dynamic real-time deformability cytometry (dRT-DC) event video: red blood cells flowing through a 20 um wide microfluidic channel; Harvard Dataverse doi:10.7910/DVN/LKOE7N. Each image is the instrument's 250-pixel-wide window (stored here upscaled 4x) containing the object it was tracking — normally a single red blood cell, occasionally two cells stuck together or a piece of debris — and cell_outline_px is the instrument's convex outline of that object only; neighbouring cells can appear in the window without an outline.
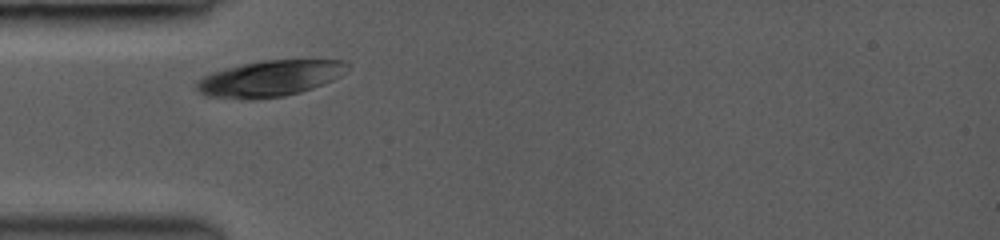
{"species": "common noctule bat (a hibernating species)", "species_latin": "Nyctalus noctula", "temperature_condition": "room temperature", "stored_images_in_passage": 3, "camera_frame_rate_fps": 3000, "um_per_image_px": 0.085, "animal": {"sex": "female", "body_mass_g": 19.0, "forearm_length_mm": 53.3}, "frame": {"image": 1, "passage_image": 2, "time_ms": 1.0, "image_size_px": [1000, 240], "cell_outline_px": [[348, 64], [344, 72], [340, 76], [324, 84], [300, 92], [284, 96], [252, 100], [244, 100], [204, 96], [196, 88], [196, 84], [204, 76], [212, 72], [224, 68], [264, 60], [344, 60]], "centroid_in_image_um": [22.91, 6.69], "position_along_channel_um": 62.1, "area_um2": 31.62}}